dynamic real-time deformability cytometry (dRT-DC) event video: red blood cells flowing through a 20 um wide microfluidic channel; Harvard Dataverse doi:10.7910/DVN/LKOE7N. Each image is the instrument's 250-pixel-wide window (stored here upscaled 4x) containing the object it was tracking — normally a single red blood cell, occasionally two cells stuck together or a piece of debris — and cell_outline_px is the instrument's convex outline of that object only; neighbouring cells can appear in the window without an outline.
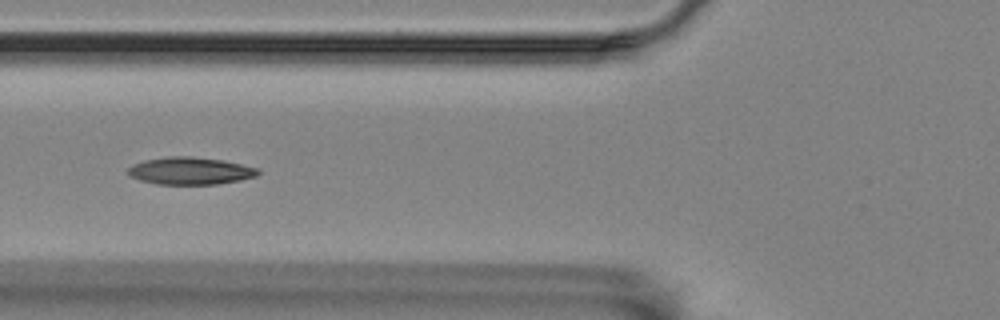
{"species": "Egyptian fruit bat (a non-hibernating species)", "species_latin": "Rousettus aegyptiacus", "temperature_condition": "room temperature", "stored_images_in_passage": 7, "camera_frame_rate_fps": 3000, "um_per_image_px": 0.085, "animal": {"sex": "female"}, "frame": {"image": 1, "passage_image": 6, "time_ms": 1.667, "image_size_px": [1000, 320], "cell_outline_px": [[260, 172], [256, 176], [240, 180], [216, 184], [156, 184], [140, 180], [128, 176], [128, 168], [132, 164], [144, 160], [168, 156], [192, 156], [224, 160], [260, 168]], "centroid_in_image_um": [16.17, 14.51], "position_along_channel_um": 109.6, "area_um2": 20.92}}
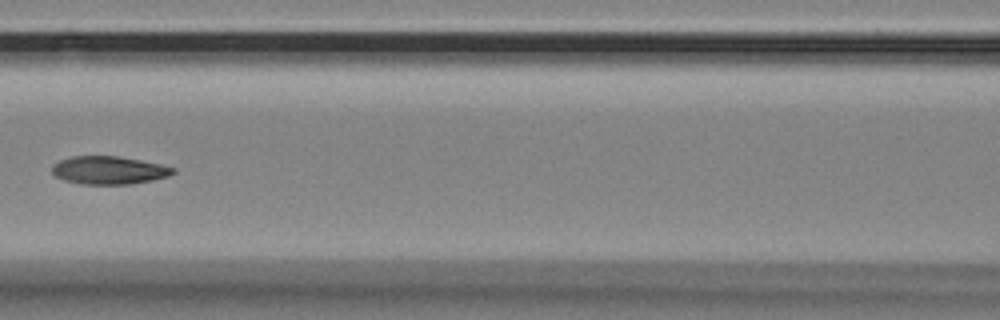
{"frame": {"image": 2, "passage_image": 7, "time_ms": 2.0, "image_size_px": [1000, 320], "cell_outline_px": [[176, 172], [168, 176], [152, 180], [128, 184], [80, 184], [64, 180], [56, 176], [52, 172], [52, 164], [60, 160], [72, 156], [116, 156], [140, 160], [160, 164], [176, 168]], "centroid_in_image_um": [9.25, 14.47], "position_along_channel_um": 157.4, "area_um2": 19.71}}